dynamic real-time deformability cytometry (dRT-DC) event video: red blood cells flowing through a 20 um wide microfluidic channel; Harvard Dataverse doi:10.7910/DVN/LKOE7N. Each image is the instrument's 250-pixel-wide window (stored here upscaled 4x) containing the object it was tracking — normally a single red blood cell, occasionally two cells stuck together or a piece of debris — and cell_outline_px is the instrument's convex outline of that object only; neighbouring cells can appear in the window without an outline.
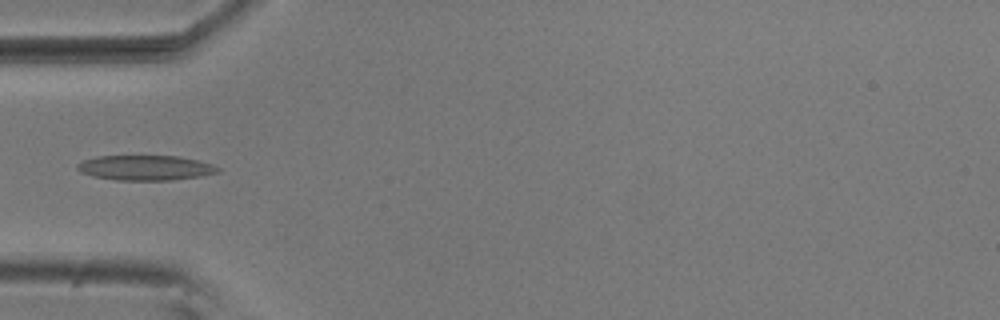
{"species": "common noctule bat (a hibernating species)", "species_latin": "Nyctalus noctula", "temperature_condition": "room temperature", "stored_images_in_passage": 6, "camera_frame_rate_fps": 3000, "um_per_image_px": 0.085, "animal": {"sex": "male", "body_mass_g": 20.5, "forearm_length_mm": 52.5}, "frame": {"image": 1, "passage_image": 5, "time_ms": 1.333, "image_size_px": [1000, 320], "cell_outline_px": [[220, 172], [200, 176], [172, 180], [116, 180], [92, 176], [80, 172], [76, 168], [76, 164], [84, 160], [96, 156], [180, 156], [212, 164], [220, 168]], "centroid_in_image_um": [12.34, 14.26], "position_along_channel_um": 72.7, "area_um2": 20.52}}
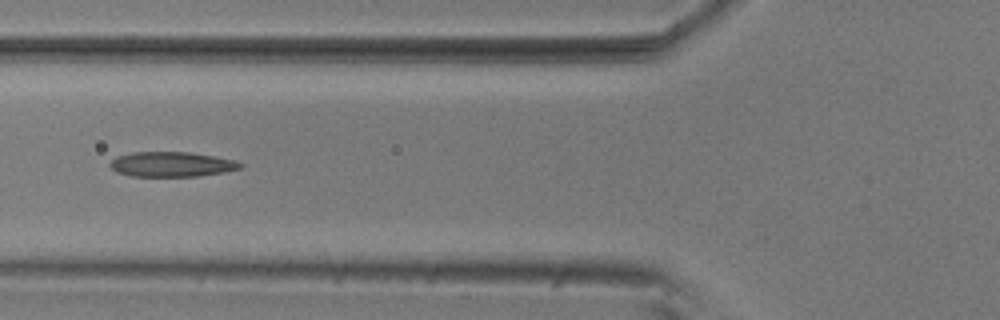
{"frame": {"image": 2, "passage_image": 6, "time_ms": 1.667, "image_size_px": [1000, 320], "cell_outline_px": [[244, 164], [240, 168], [224, 172], [196, 176], [132, 176], [116, 172], [108, 164], [116, 156], [132, 152], [188, 152], [236, 160]], "centroid_in_image_um": [14.57, 13.96], "position_along_channel_um": 111.2, "area_um2": 18.84}}